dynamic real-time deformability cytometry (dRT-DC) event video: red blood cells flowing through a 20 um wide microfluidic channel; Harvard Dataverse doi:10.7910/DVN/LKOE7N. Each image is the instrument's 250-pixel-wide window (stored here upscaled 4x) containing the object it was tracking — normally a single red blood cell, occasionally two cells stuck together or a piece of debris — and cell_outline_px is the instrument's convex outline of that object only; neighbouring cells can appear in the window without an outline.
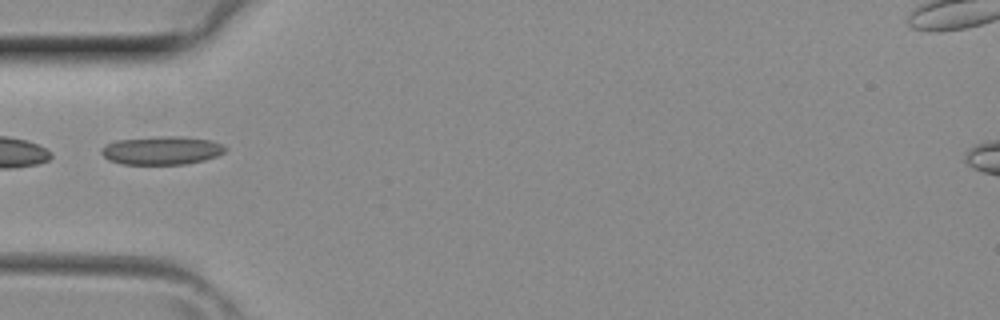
{"species": "common noctule bat (a hibernating species)", "species_latin": "Nyctalus noctula", "temperature_condition": "room temperature", "stored_images_in_passage": 2, "camera_frame_rate_fps": 3000, "um_per_image_px": 0.085, "animal": {"sex": "female", "body_mass_g": 29.2, "forearm_length_mm": 56.3}, "frame": {"image": 1, "passage_image": 2, "time_ms": 0.333, "image_size_px": [1000, 320], "cell_outline_px": [[228, 148], [224, 152], [216, 156], [204, 160], [184, 164], [120, 164], [108, 160], [100, 152], [100, 148], [104, 144], [116, 140], [160, 136], [184, 136], [212, 140]], "centroid_in_image_um": [13.71, 12.78], "position_along_channel_um": 71.3, "area_um2": 20.69}}